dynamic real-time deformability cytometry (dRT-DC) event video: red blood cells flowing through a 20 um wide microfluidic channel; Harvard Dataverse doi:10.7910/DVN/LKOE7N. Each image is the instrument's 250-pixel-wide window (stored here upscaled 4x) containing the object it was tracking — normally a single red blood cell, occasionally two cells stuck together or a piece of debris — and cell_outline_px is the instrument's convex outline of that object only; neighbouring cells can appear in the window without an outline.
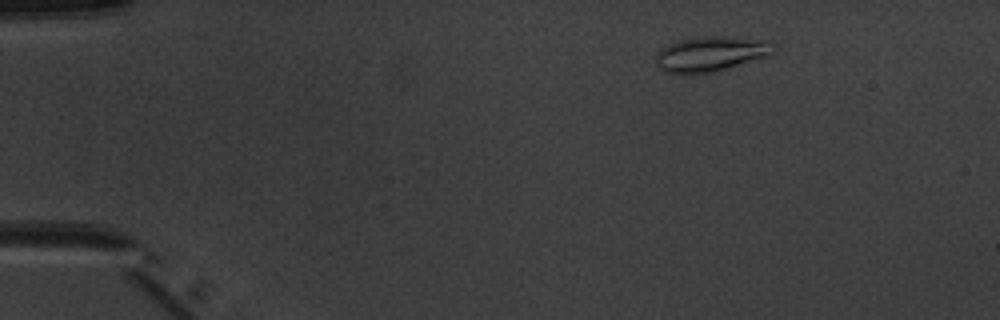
{"species": "common noctule bat (a hibernating species)", "species_latin": "Nyctalus noctula", "temperature_condition": "warm", "stored_images_in_passage": 6, "camera_frame_rate_fps": 3000, "um_per_image_px": 0.085, "animal": {"sex": "male", "body_mass_g": 20.1, "forearm_length_mm": 53.5}, "frame": {"image": 1, "passage_image": 2, "time_ms": 1.333, "image_size_px": [1000, 320], "cell_outline_px": [[772, 52], [768, 56], [724, 68], [708, 72], [688, 76], [680, 76], [664, 72], [656, 64], [656, 56], [668, 44], [680, 40], [704, 36], [720, 36], [772, 40]], "centroid_in_image_um": [60.37, 4.6], "position_along_channel_um": 24.6, "area_um2": 23.93}}
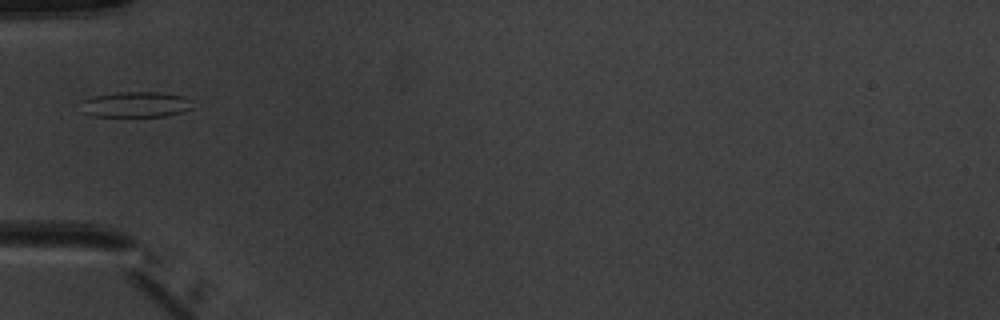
{"frame": {"image": 2, "passage_image": 5, "time_ms": 4.667, "image_size_px": [1000, 320], "cell_outline_px": [[192, 108], [180, 112], [164, 116], [92, 116], [84, 112], [80, 100], [96, 96], [120, 92], [160, 92], [184, 96], [192, 100]], "centroid_in_image_um": [11.56, 8.87], "position_along_channel_um": 73.4, "area_um2": 16.53}}